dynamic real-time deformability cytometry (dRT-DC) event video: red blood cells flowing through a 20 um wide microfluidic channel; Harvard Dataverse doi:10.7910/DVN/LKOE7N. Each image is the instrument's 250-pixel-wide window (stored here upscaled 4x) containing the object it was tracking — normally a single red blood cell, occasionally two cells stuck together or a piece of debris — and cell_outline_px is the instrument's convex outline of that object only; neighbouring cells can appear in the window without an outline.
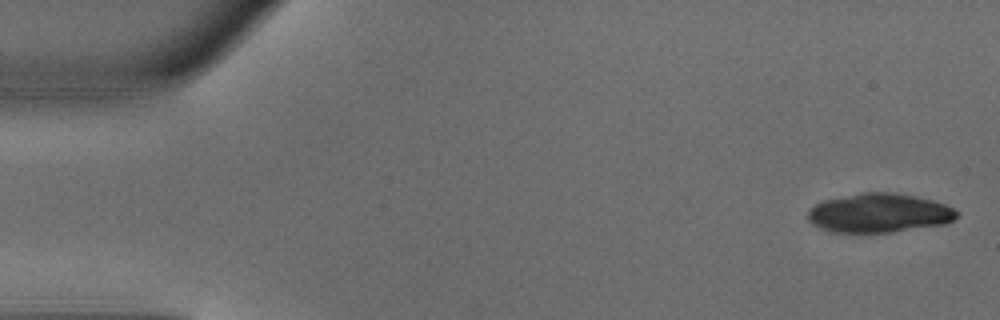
{"species": "common noctule bat (a hibernating species)", "species_latin": "Nyctalus noctula", "temperature_condition": "warm", "stored_images_in_passage": 47, "camera_frame_rate_fps": 3000, "um_per_image_px": 0.085, "animal": {"sex": "male", "body_mass_g": 18.8}, "frame": {"image": 1, "passage_image": 2, "time_ms": 0.333, "image_size_px": [1000, 320], "cell_outline_px": [[960, 216], [944, 224], [892, 232], [832, 232], [820, 228], [812, 224], [808, 220], [808, 208], [824, 200], [860, 192], [896, 192], [932, 200], [944, 204], [960, 212]], "centroid_in_image_um": [74.71, 18.1], "position_along_channel_um": 10.3, "area_um2": 34.04}}
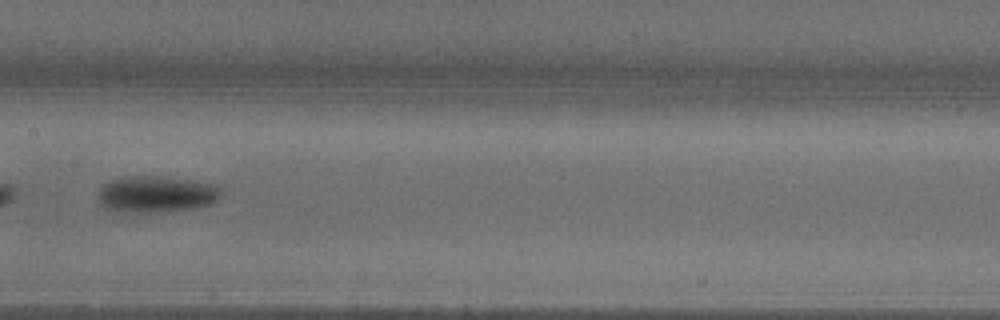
{"frame": {"image": 2, "passage_image": 25, "time_ms": 8.0, "image_size_px": [1000, 320], "cell_outline_px": [[220, 196], [212, 204], [192, 208], [120, 212], [104, 208], [100, 204], [96, 196], [96, 192], [104, 184], [112, 180], [140, 176], [156, 176], [192, 180], [220, 184]], "centroid_in_image_um": [13.28, 16.48], "position_along_channel_um": 194.1, "area_um2": 25.72}}
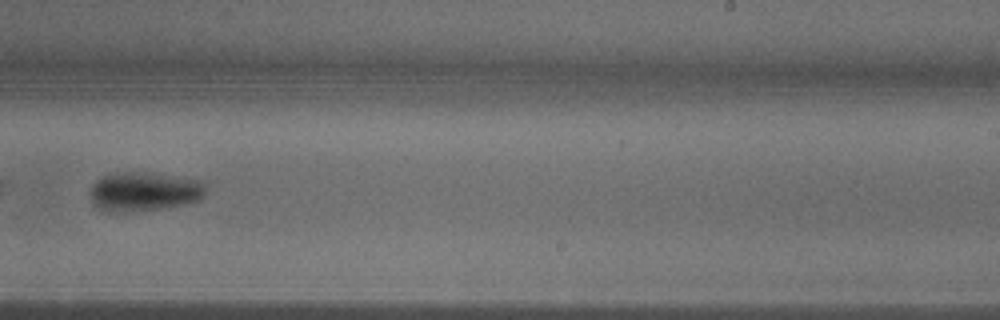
{"frame": {"image": 3, "passage_image": 31, "time_ms": 10.0, "image_size_px": [1000, 320], "cell_outline_px": [[204, 196], [200, 200], [188, 204], [160, 208], [124, 212], [104, 212], [92, 204], [92, 184], [100, 176], [116, 172], [148, 172], [204, 180]], "centroid_in_image_um": [12.25, 16.27], "position_along_channel_um": 276.8, "area_um2": 26.7}, "authors_computed_cell_mechanics": {"area_um2": 26.1256, "velocity_mm_per_s": 4.1439, "shape_relaxation_time_tau1_ms": 3.1247, "shape_relaxation_time_tau2_ms": null, "deformation_change_tau1": 0.1606, "deformation_change_tau2": null}}